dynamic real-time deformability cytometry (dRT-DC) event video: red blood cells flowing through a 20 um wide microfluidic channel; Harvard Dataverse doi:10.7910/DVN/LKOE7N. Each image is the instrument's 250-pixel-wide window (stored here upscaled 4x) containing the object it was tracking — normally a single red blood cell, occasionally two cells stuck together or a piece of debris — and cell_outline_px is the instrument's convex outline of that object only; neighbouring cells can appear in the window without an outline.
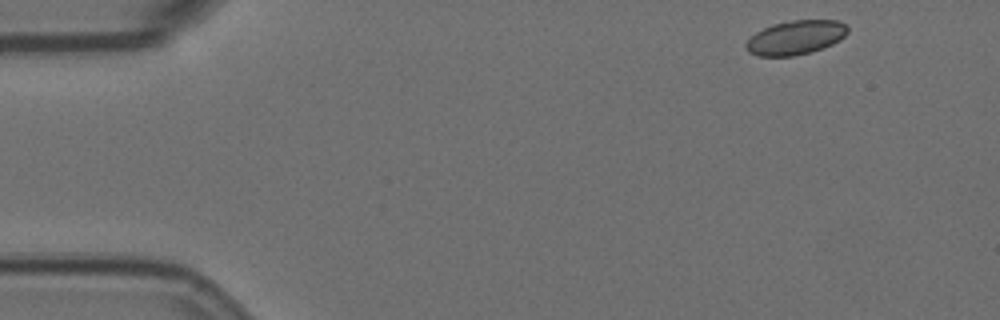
{"species": "Egyptian fruit bat (a non-hibernating species)", "species_latin": "Rousettus aegyptiacus", "temperature_condition": "room temperature", "stored_images_in_passage": 4, "camera_frame_rate_fps": 3000, "um_per_image_px": 0.085, "animal": {"sex": "female"}, "frame": {"image": 1, "passage_image": 1, "time_ms": 0.0, "image_size_px": [1000, 320], "cell_outline_px": [[848, 32], [840, 40], [832, 44], [812, 52], [792, 56], [760, 56], [748, 52], [744, 48], [744, 44], [756, 32], [772, 24], [792, 20], [836, 20], [844, 24], [848, 28]], "centroid_in_image_um": [67.61, 3.19], "position_along_channel_um": 17.4, "area_um2": 20.23}}
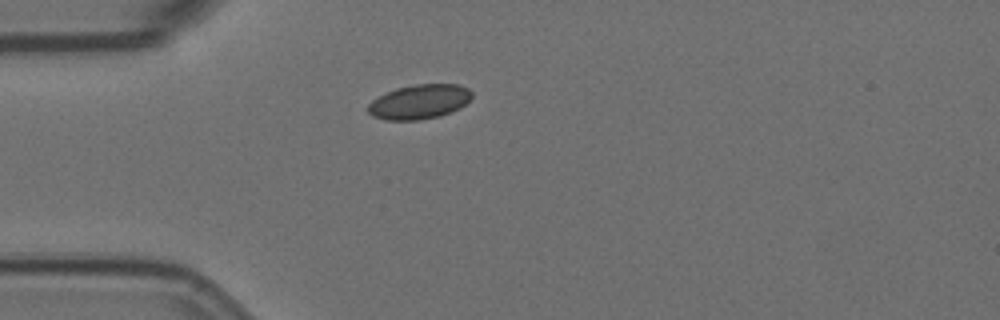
{"frame": {"image": 2, "passage_image": 3, "time_ms": 0.667, "image_size_px": [1000, 320], "cell_outline_px": [[472, 96], [460, 108], [440, 116], [420, 120], [384, 120], [372, 116], [368, 112], [368, 104], [372, 100], [396, 88], [416, 84], [460, 84], [468, 88], [472, 92]], "centroid_in_image_um": [35.65, 8.65], "position_along_channel_um": 49.4, "area_um2": 20.87}}